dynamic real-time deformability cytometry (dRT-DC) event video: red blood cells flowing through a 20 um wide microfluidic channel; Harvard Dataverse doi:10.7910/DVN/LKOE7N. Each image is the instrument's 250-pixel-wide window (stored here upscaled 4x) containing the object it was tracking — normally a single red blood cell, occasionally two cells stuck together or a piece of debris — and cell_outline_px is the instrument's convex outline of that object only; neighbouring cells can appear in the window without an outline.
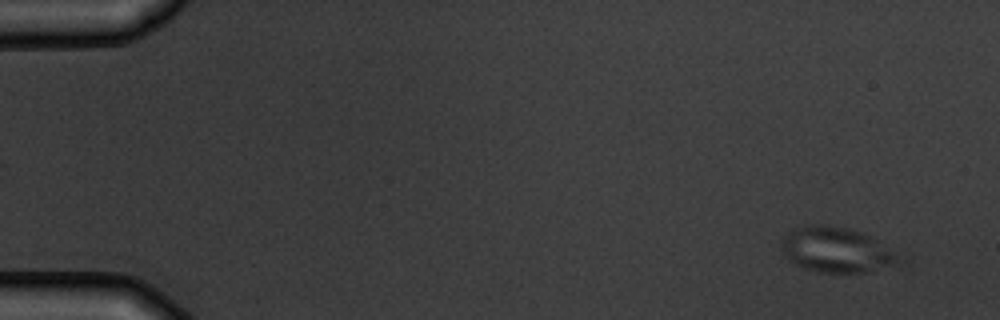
{"species": "common noctule bat (a hibernating species)", "species_latin": "Nyctalus noctula", "temperature_condition": "warm", "stored_images_in_passage": 4, "camera_frame_rate_fps": 3000, "um_per_image_px": 0.085, "animal": {"sex": "male", "body_mass_g": 19.5, "forearm_length_mm": 54.6}, "frame": {"image": 1, "passage_image": 4, "time_ms": 4.333, "image_size_px": [1000, 320], "cell_outline_px": [[904, 264], [864, 272], [820, 272], [804, 268], [788, 260], [784, 256], [784, 240], [788, 232], [796, 228], [808, 224], [824, 224], [848, 228], [860, 232], [904, 252]], "centroid_in_image_um": [71.26, 21.25], "position_along_channel_um": 13.7, "area_um2": 31.44}}